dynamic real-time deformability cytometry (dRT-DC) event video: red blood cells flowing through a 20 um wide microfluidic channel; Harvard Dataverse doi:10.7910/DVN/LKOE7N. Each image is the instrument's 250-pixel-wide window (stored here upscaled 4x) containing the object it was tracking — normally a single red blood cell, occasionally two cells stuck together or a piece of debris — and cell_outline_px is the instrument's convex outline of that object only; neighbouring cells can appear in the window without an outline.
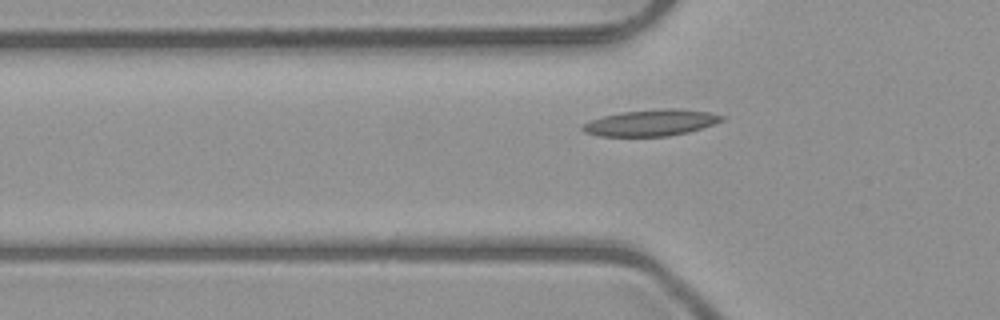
{"species": "common noctule bat (a hibernating species)", "species_latin": "Nyctalus noctula", "temperature_condition": "room temperature", "stored_images_in_passage": 37, "camera_frame_rate_fps": 3000, "um_per_image_px": 0.085, "animal": {"sex": "male", "body_mass_g": 23.1, "forearm_length_mm": 52.7}, "frame": {"image": 1, "passage_image": 10, "time_ms": 3.0, "image_size_px": [1000, 320], "cell_outline_px": [[728, 116], [724, 120], [688, 132], [668, 136], [600, 136], [584, 132], [580, 128], [580, 124], [588, 120], [620, 112], [664, 108], [676, 108], [708, 112]], "centroid_in_image_um": [55.3, 10.43], "position_along_channel_um": 70.5, "area_um2": 21.5}}
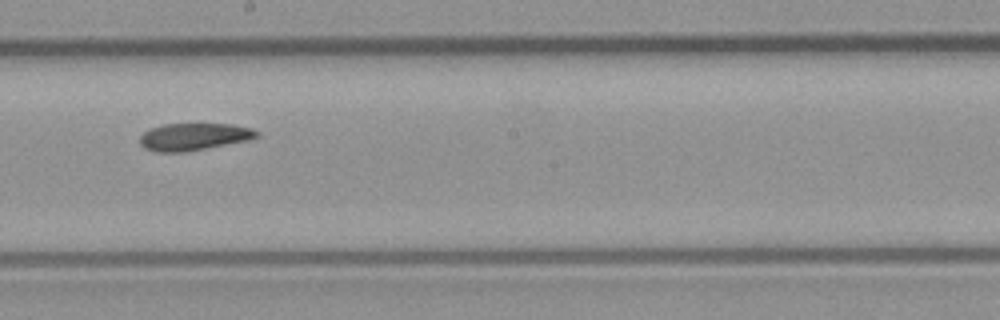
{"frame": {"image": 2, "passage_image": 22, "time_ms": 7.0, "image_size_px": [1000, 320], "cell_outline_px": [[260, 136], [248, 140], [184, 152], [156, 152], [144, 148], [140, 144], [140, 136], [144, 132], [152, 128], [164, 124], [232, 124], [252, 128], [260, 132]], "centroid_in_image_um": [16.49, 11.62], "position_along_channel_um": 231.7, "area_um2": 18.5}}
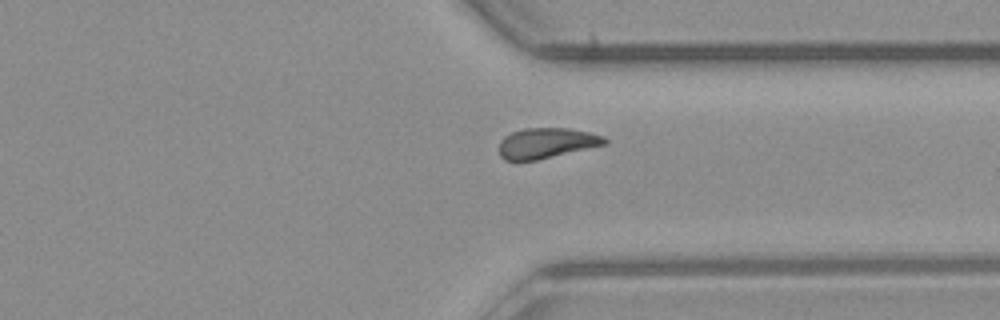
{"frame": {"image": 3, "passage_image": 32, "time_ms": 10.333, "image_size_px": [1000, 320], "cell_outline_px": [[608, 144], [536, 160], [504, 160], [500, 156], [500, 140], [504, 136], [512, 132], [524, 128], [568, 128], [588, 132], [604, 136], [608, 140]], "centroid_in_image_um": [46.47, 12.15], "position_along_channel_um": 364.9, "area_um2": 18.67}}